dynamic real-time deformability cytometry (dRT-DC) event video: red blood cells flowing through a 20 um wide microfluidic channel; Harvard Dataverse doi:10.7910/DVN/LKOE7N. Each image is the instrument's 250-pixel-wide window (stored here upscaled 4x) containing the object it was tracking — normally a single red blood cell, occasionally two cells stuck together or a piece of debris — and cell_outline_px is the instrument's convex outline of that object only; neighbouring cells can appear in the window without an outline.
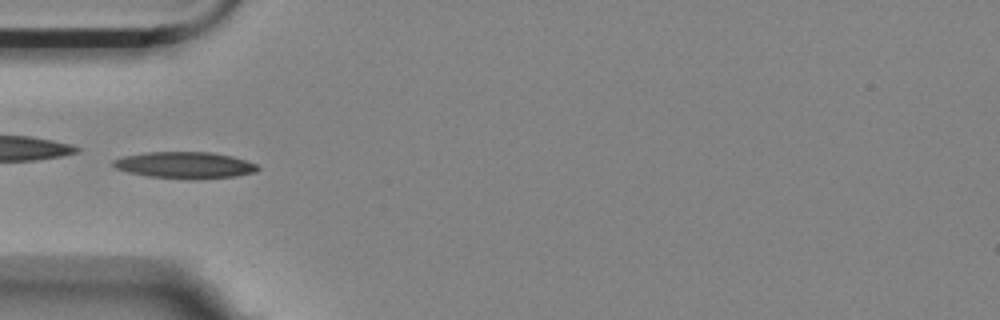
{"species": "Egyptian fruit bat (a non-hibernating species)", "species_latin": "Rousettus aegyptiacus", "temperature_condition": "room temperature", "stored_images_in_passage": 5, "camera_frame_rate_fps": 3000, "um_per_image_px": 0.085, "animal": {"sex": "female"}, "frame": {"image": 1, "passage_image": 4, "time_ms": 1.0, "image_size_px": [1000, 320], "cell_outline_px": [[260, 168], [256, 172], [236, 176], [196, 180], [188, 180], [148, 176], [128, 172], [116, 168], [112, 164], [112, 160], [124, 156], [148, 152], [212, 152], [232, 156], [256, 164]], "centroid_in_image_um": [15.73, 14.05], "position_along_channel_um": 69.3, "area_um2": 22.54}}
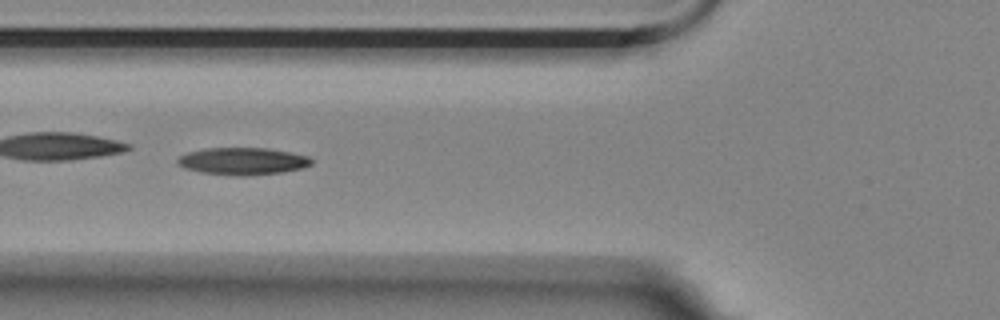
{"frame": {"image": 2, "passage_image": 5, "time_ms": 1.333, "image_size_px": [1000, 320], "cell_outline_px": [[312, 164], [304, 168], [284, 172], [248, 176], [236, 176], [200, 172], [184, 168], [176, 164], [176, 160], [180, 156], [188, 152], [204, 148], [268, 148], [308, 156], [312, 160]], "centroid_in_image_um": [20.62, 13.71], "position_along_channel_um": 105.2, "area_um2": 21.44}}